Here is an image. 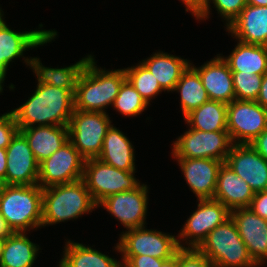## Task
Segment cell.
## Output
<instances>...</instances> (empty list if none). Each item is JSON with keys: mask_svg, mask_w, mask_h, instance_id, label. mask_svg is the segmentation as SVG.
Masks as SVG:
<instances>
[{"mask_svg": "<svg viewBox=\"0 0 267 267\" xmlns=\"http://www.w3.org/2000/svg\"><path fill=\"white\" fill-rule=\"evenodd\" d=\"M85 161L72 143L67 141L39 164L38 185L46 188L82 180Z\"/></svg>", "mask_w": 267, "mask_h": 267, "instance_id": "13", "label": "cell"}, {"mask_svg": "<svg viewBox=\"0 0 267 267\" xmlns=\"http://www.w3.org/2000/svg\"><path fill=\"white\" fill-rule=\"evenodd\" d=\"M19 131L13 113L7 112L0 116V148H7L12 138Z\"/></svg>", "mask_w": 267, "mask_h": 267, "instance_id": "36", "label": "cell"}, {"mask_svg": "<svg viewBox=\"0 0 267 267\" xmlns=\"http://www.w3.org/2000/svg\"><path fill=\"white\" fill-rule=\"evenodd\" d=\"M197 202L196 210L187 218L177 236L180 248L197 249L213 229L231 217V211L217 200L198 199Z\"/></svg>", "mask_w": 267, "mask_h": 267, "instance_id": "11", "label": "cell"}, {"mask_svg": "<svg viewBox=\"0 0 267 267\" xmlns=\"http://www.w3.org/2000/svg\"><path fill=\"white\" fill-rule=\"evenodd\" d=\"M225 164L245 180L254 193L267 190V161L251 144H234Z\"/></svg>", "mask_w": 267, "mask_h": 267, "instance_id": "16", "label": "cell"}, {"mask_svg": "<svg viewBox=\"0 0 267 267\" xmlns=\"http://www.w3.org/2000/svg\"><path fill=\"white\" fill-rule=\"evenodd\" d=\"M185 8L186 12H190V14L196 19L205 11L208 6L209 0H180Z\"/></svg>", "mask_w": 267, "mask_h": 267, "instance_id": "39", "label": "cell"}, {"mask_svg": "<svg viewBox=\"0 0 267 267\" xmlns=\"http://www.w3.org/2000/svg\"><path fill=\"white\" fill-rule=\"evenodd\" d=\"M92 57L82 72L75 91V110L104 112L112 107L122 83L127 79L125 69L106 70Z\"/></svg>", "mask_w": 267, "mask_h": 267, "instance_id": "2", "label": "cell"}, {"mask_svg": "<svg viewBox=\"0 0 267 267\" xmlns=\"http://www.w3.org/2000/svg\"><path fill=\"white\" fill-rule=\"evenodd\" d=\"M121 261L82 243L66 240L58 267H119Z\"/></svg>", "mask_w": 267, "mask_h": 267, "instance_id": "27", "label": "cell"}, {"mask_svg": "<svg viewBox=\"0 0 267 267\" xmlns=\"http://www.w3.org/2000/svg\"><path fill=\"white\" fill-rule=\"evenodd\" d=\"M113 125L107 130L98 159L117 169L136 171L135 149L129 138Z\"/></svg>", "mask_w": 267, "mask_h": 267, "instance_id": "24", "label": "cell"}, {"mask_svg": "<svg viewBox=\"0 0 267 267\" xmlns=\"http://www.w3.org/2000/svg\"><path fill=\"white\" fill-rule=\"evenodd\" d=\"M148 188L146 184H140L132 191L108 196L97 206L99 208L103 206L127 230L146 226Z\"/></svg>", "mask_w": 267, "mask_h": 267, "instance_id": "14", "label": "cell"}, {"mask_svg": "<svg viewBox=\"0 0 267 267\" xmlns=\"http://www.w3.org/2000/svg\"><path fill=\"white\" fill-rule=\"evenodd\" d=\"M92 57L91 54L87 55L75 64L62 68L45 67L42 65L40 58L31 57L30 67L37 77L38 84L60 87L71 91L75 95L79 78Z\"/></svg>", "mask_w": 267, "mask_h": 267, "instance_id": "23", "label": "cell"}, {"mask_svg": "<svg viewBox=\"0 0 267 267\" xmlns=\"http://www.w3.org/2000/svg\"><path fill=\"white\" fill-rule=\"evenodd\" d=\"M254 195L249 184L223 163L218 173L213 199L221 202L231 211L249 207Z\"/></svg>", "mask_w": 267, "mask_h": 267, "instance_id": "21", "label": "cell"}, {"mask_svg": "<svg viewBox=\"0 0 267 267\" xmlns=\"http://www.w3.org/2000/svg\"><path fill=\"white\" fill-rule=\"evenodd\" d=\"M4 11L0 8V93L3 92V83L7 74L10 62L16 58L23 57L24 63L30 66L31 57H24L26 50H31L52 42L58 35L56 30L39 29L29 31L11 30L4 21ZM41 28V29H40Z\"/></svg>", "mask_w": 267, "mask_h": 267, "instance_id": "6", "label": "cell"}, {"mask_svg": "<svg viewBox=\"0 0 267 267\" xmlns=\"http://www.w3.org/2000/svg\"><path fill=\"white\" fill-rule=\"evenodd\" d=\"M267 128V109L256 101L233 100L227 105V131L233 144H250Z\"/></svg>", "mask_w": 267, "mask_h": 267, "instance_id": "12", "label": "cell"}, {"mask_svg": "<svg viewBox=\"0 0 267 267\" xmlns=\"http://www.w3.org/2000/svg\"><path fill=\"white\" fill-rule=\"evenodd\" d=\"M13 232L10 227L7 225L5 219L0 215V237L7 238Z\"/></svg>", "mask_w": 267, "mask_h": 267, "instance_id": "43", "label": "cell"}, {"mask_svg": "<svg viewBox=\"0 0 267 267\" xmlns=\"http://www.w3.org/2000/svg\"><path fill=\"white\" fill-rule=\"evenodd\" d=\"M121 264L125 267H160L165 259L154 258L149 255L122 256Z\"/></svg>", "mask_w": 267, "mask_h": 267, "instance_id": "37", "label": "cell"}, {"mask_svg": "<svg viewBox=\"0 0 267 267\" xmlns=\"http://www.w3.org/2000/svg\"><path fill=\"white\" fill-rule=\"evenodd\" d=\"M136 172L117 169L98 158H90L85 161L82 180L98 205L110 195L137 188L141 183L135 177Z\"/></svg>", "mask_w": 267, "mask_h": 267, "instance_id": "7", "label": "cell"}, {"mask_svg": "<svg viewBox=\"0 0 267 267\" xmlns=\"http://www.w3.org/2000/svg\"><path fill=\"white\" fill-rule=\"evenodd\" d=\"M213 3L217 13L225 21L226 28L239 16L242 9L247 5V0H209L208 6L205 11L196 19L206 20L211 14L210 4Z\"/></svg>", "mask_w": 267, "mask_h": 267, "instance_id": "34", "label": "cell"}, {"mask_svg": "<svg viewBox=\"0 0 267 267\" xmlns=\"http://www.w3.org/2000/svg\"><path fill=\"white\" fill-rule=\"evenodd\" d=\"M236 100L256 101L262 84L263 75L232 72Z\"/></svg>", "mask_w": 267, "mask_h": 267, "instance_id": "33", "label": "cell"}, {"mask_svg": "<svg viewBox=\"0 0 267 267\" xmlns=\"http://www.w3.org/2000/svg\"><path fill=\"white\" fill-rule=\"evenodd\" d=\"M247 4L253 6H267V0H247Z\"/></svg>", "mask_w": 267, "mask_h": 267, "instance_id": "45", "label": "cell"}, {"mask_svg": "<svg viewBox=\"0 0 267 267\" xmlns=\"http://www.w3.org/2000/svg\"><path fill=\"white\" fill-rule=\"evenodd\" d=\"M174 91L180 93L183 117L210 100L198 72L191 65L183 72Z\"/></svg>", "mask_w": 267, "mask_h": 267, "instance_id": "30", "label": "cell"}, {"mask_svg": "<svg viewBox=\"0 0 267 267\" xmlns=\"http://www.w3.org/2000/svg\"><path fill=\"white\" fill-rule=\"evenodd\" d=\"M5 240H6V238L0 237V263H1V260H2V255H3V249H4V245H5Z\"/></svg>", "mask_w": 267, "mask_h": 267, "instance_id": "46", "label": "cell"}, {"mask_svg": "<svg viewBox=\"0 0 267 267\" xmlns=\"http://www.w3.org/2000/svg\"><path fill=\"white\" fill-rule=\"evenodd\" d=\"M6 185L38 184L39 163L25 136L18 131L6 148Z\"/></svg>", "mask_w": 267, "mask_h": 267, "instance_id": "15", "label": "cell"}, {"mask_svg": "<svg viewBox=\"0 0 267 267\" xmlns=\"http://www.w3.org/2000/svg\"><path fill=\"white\" fill-rule=\"evenodd\" d=\"M226 31L241 42L267 46V6L247 4Z\"/></svg>", "mask_w": 267, "mask_h": 267, "instance_id": "20", "label": "cell"}, {"mask_svg": "<svg viewBox=\"0 0 267 267\" xmlns=\"http://www.w3.org/2000/svg\"><path fill=\"white\" fill-rule=\"evenodd\" d=\"M263 108L267 109V73L263 75L260 93L256 99Z\"/></svg>", "mask_w": 267, "mask_h": 267, "instance_id": "41", "label": "cell"}, {"mask_svg": "<svg viewBox=\"0 0 267 267\" xmlns=\"http://www.w3.org/2000/svg\"><path fill=\"white\" fill-rule=\"evenodd\" d=\"M222 58L231 72L264 75L267 73V46L237 41L231 54Z\"/></svg>", "mask_w": 267, "mask_h": 267, "instance_id": "26", "label": "cell"}, {"mask_svg": "<svg viewBox=\"0 0 267 267\" xmlns=\"http://www.w3.org/2000/svg\"><path fill=\"white\" fill-rule=\"evenodd\" d=\"M141 62L158 81L164 92H173L177 82L191 61L180 56L158 51Z\"/></svg>", "mask_w": 267, "mask_h": 267, "instance_id": "25", "label": "cell"}, {"mask_svg": "<svg viewBox=\"0 0 267 267\" xmlns=\"http://www.w3.org/2000/svg\"><path fill=\"white\" fill-rule=\"evenodd\" d=\"M178 267H214L213 263L196 248L178 250Z\"/></svg>", "mask_w": 267, "mask_h": 267, "instance_id": "35", "label": "cell"}, {"mask_svg": "<svg viewBox=\"0 0 267 267\" xmlns=\"http://www.w3.org/2000/svg\"><path fill=\"white\" fill-rule=\"evenodd\" d=\"M40 164L69 141L68 126H33L19 130Z\"/></svg>", "mask_w": 267, "mask_h": 267, "instance_id": "22", "label": "cell"}, {"mask_svg": "<svg viewBox=\"0 0 267 267\" xmlns=\"http://www.w3.org/2000/svg\"><path fill=\"white\" fill-rule=\"evenodd\" d=\"M147 226L121 232L115 249L121 256L149 255L169 259L180 249L177 236L147 229Z\"/></svg>", "mask_w": 267, "mask_h": 267, "instance_id": "9", "label": "cell"}, {"mask_svg": "<svg viewBox=\"0 0 267 267\" xmlns=\"http://www.w3.org/2000/svg\"><path fill=\"white\" fill-rule=\"evenodd\" d=\"M111 123L107 113L74 109L68 124L69 141L86 160L98 158Z\"/></svg>", "mask_w": 267, "mask_h": 267, "instance_id": "8", "label": "cell"}, {"mask_svg": "<svg viewBox=\"0 0 267 267\" xmlns=\"http://www.w3.org/2000/svg\"><path fill=\"white\" fill-rule=\"evenodd\" d=\"M186 184L198 199H213L218 173L224 162L212 158H174Z\"/></svg>", "mask_w": 267, "mask_h": 267, "instance_id": "18", "label": "cell"}, {"mask_svg": "<svg viewBox=\"0 0 267 267\" xmlns=\"http://www.w3.org/2000/svg\"><path fill=\"white\" fill-rule=\"evenodd\" d=\"M6 182L3 178L0 177V196L3 194V191L6 187Z\"/></svg>", "mask_w": 267, "mask_h": 267, "instance_id": "47", "label": "cell"}, {"mask_svg": "<svg viewBox=\"0 0 267 267\" xmlns=\"http://www.w3.org/2000/svg\"><path fill=\"white\" fill-rule=\"evenodd\" d=\"M250 144L267 161V128Z\"/></svg>", "mask_w": 267, "mask_h": 267, "instance_id": "40", "label": "cell"}, {"mask_svg": "<svg viewBox=\"0 0 267 267\" xmlns=\"http://www.w3.org/2000/svg\"><path fill=\"white\" fill-rule=\"evenodd\" d=\"M43 188L38 185H7L0 196V215L12 232L42 227Z\"/></svg>", "mask_w": 267, "mask_h": 267, "instance_id": "4", "label": "cell"}, {"mask_svg": "<svg viewBox=\"0 0 267 267\" xmlns=\"http://www.w3.org/2000/svg\"><path fill=\"white\" fill-rule=\"evenodd\" d=\"M221 55L217 54L200 67L192 63L190 65L198 72L209 99L229 104L235 100L233 77L229 65Z\"/></svg>", "mask_w": 267, "mask_h": 267, "instance_id": "19", "label": "cell"}, {"mask_svg": "<svg viewBox=\"0 0 267 267\" xmlns=\"http://www.w3.org/2000/svg\"><path fill=\"white\" fill-rule=\"evenodd\" d=\"M112 106L113 110L118 111L124 117H134L140 115L144 112V110H146V108L149 107L127 79L122 83Z\"/></svg>", "mask_w": 267, "mask_h": 267, "instance_id": "32", "label": "cell"}, {"mask_svg": "<svg viewBox=\"0 0 267 267\" xmlns=\"http://www.w3.org/2000/svg\"><path fill=\"white\" fill-rule=\"evenodd\" d=\"M249 209L267 220V190L255 193Z\"/></svg>", "mask_w": 267, "mask_h": 267, "instance_id": "38", "label": "cell"}, {"mask_svg": "<svg viewBox=\"0 0 267 267\" xmlns=\"http://www.w3.org/2000/svg\"><path fill=\"white\" fill-rule=\"evenodd\" d=\"M124 69L127 80L134 86L135 90L148 105L151 99H155L156 96L164 91L141 61L133 67L131 66Z\"/></svg>", "mask_w": 267, "mask_h": 267, "instance_id": "31", "label": "cell"}, {"mask_svg": "<svg viewBox=\"0 0 267 267\" xmlns=\"http://www.w3.org/2000/svg\"><path fill=\"white\" fill-rule=\"evenodd\" d=\"M6 148H0V177L6 182V168H7Z\"/></svg>", "mask_w": 267, "mask_h": 267, "instance_id": "42", "label": "cell"}, {"mask_svg": "<svg viewBox=\"0 0 267 267\" xmlns=\"http://www.w3.org/2000/svg\"><path fill=\"white\" fill-rule=\"evenodd\" d=\"M197 249L214 267H259L252 260L232 217L213 229Z\"/></svg>", "mask_w": 267, "mask_h": 267, "instance_id": "5", "label": "cell"}, {"mask_svg": "<svg viewBox=\"0 0 267 267\" xmlns=\"http://www.w3.org/2000/svg\"><path fill=\"white\" fill-rule=\"evenodd\" d=\"M74 109L75 97L71 91L37 84L32 96L11 112L20 130L33 126H68Z\"/></svg>", "mask_w": 267, "mask_h": 267, "instance_id": "1", "label": "cell"}, {"mask_svg": "<svg viewBox=\"0 0 267 267\" xmlns=\"http://www.w3.org/2000/svg\"><path fill=\"white\" fill-rule=\"evenodd\" d=\"M26 234L13 232L6 238L0 267H33L41 248Z\"/></svg>", "mask_w": 267, "mask_h": 267, "instance_id": "28", "label": "cell"}, {"mask_svg": "<svg viewBox=\"0 0 267 267\" xmlns=\"http://www.w3.org/2000/svg\"><path fill=\"white\" fill-rule=\"evenodd\" d=\"M160 267H178V251L171 258L164 260Z\"/></svg>", "mask_w": 267, "mask_h": 267, "instance_id": "44", "label": "cell"}, {"mask_svg": "<svg viewBox=\"0 0 267 267\" xmlns=\"http://www.w3.org/2000/svg\"><path fill=\"white\" fill-rule=\"evenodd\" d=\"M227 105L209 100L184 117L187 125L199 131H227Z\"/></svg>", "mask_w": 267, "mask_h": 267, "instance_id": "29", "label": "cell"}, {"mask_svg": "<svg viewBox=\"0 0 267 267\" xmlns=\"http://www.w3.org/2000/svg\"><path fill=\"white\" fill-rule=\"evenodd\" d=\"M96 208L83 180L43 188L42 227L76 220Z\"/></svg>", "mask_w": 267, "mask_h": 267, "instance_id": "3", "label": "cell"}, {"mask_svg": "<svg viewBox=\"0 0 267 267\" xmlns=\"http://www.w3.org/2000/svg\"><path fill=\"white\" fill-rule=\"evenodd\" d=\"M172 144L173 158H212L225 163L234 145L228 131H199L188 128Z\"/></svg>", "mask_w": 267, "mask_h": 267, "instance_id": "10", "label": "cell"}, {"mask_svg": "<svg viewBox=\"0 0 267 267\" xmlns=\"http://www.w3.org/2000/svg\"><path fill=\"white\" fill-rule=\"evenodd\" d=\"M239 235L245 243L252 260L260 267L267 260V220L249 207L231 210Z\"/></svg>", "mask_w": 267, "mask_h": 267, "instance_id": "17", "label": "cell"}]
</instances>
